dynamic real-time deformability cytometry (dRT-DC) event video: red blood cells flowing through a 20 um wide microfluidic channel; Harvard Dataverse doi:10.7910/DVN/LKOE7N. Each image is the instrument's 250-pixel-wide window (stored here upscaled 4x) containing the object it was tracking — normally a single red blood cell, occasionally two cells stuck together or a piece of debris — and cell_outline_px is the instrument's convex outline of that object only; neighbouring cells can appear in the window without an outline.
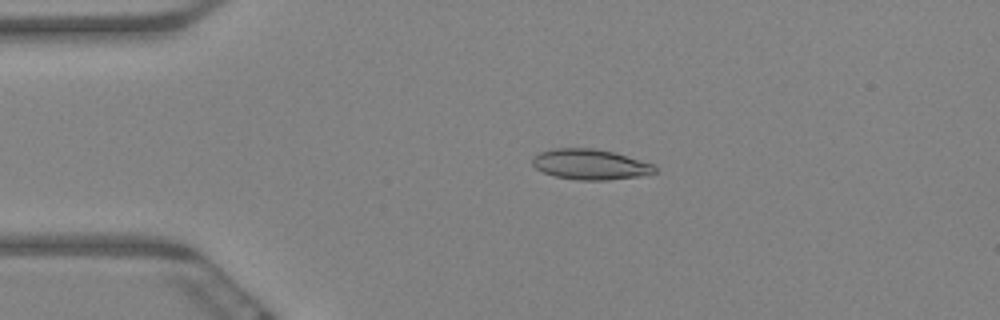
{"species": "Egyptian fruit bat (a non-hibernating species)", "species_latin": "Rousettus aegyptiacus", "temperature_condition": "warm", "stored_images_in_passage": 60, "camera_frame_rate_fps": 3000, "um_per_image_px": 0.085, "animal": {"sex": "female"}, "frame": {"image": 1, "passage_image": 13, "time_ms": 4.0, "image_size_px": [1000, 320], "cell_outline_px": [[656, 172], [640, 176], [608, 180], [580, 180], [556, 176], [544, 172], [536, 168], [532, 164], [532, 160], [540, 152], [552, 148], [592, 148], [616, 152], [656, 164]], "centroid_in_image_um": [50.23, 13.96], "position_along_channel_um": 34.8, "area_um2": 21.79}}
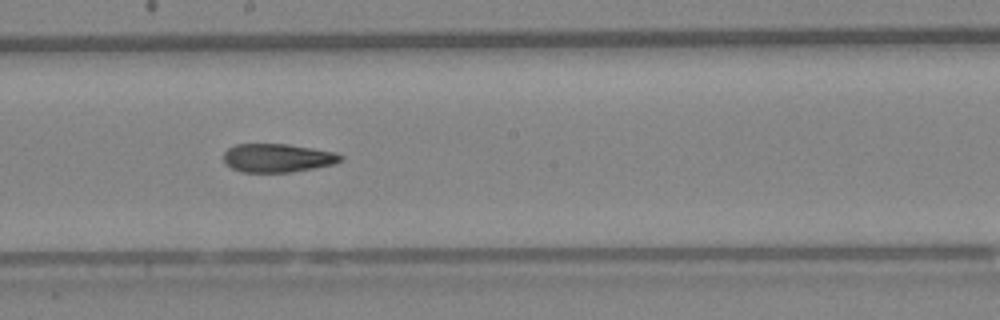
{"frame": {"image": 2, "passage_image": 33, "time_ms": 10.667, "image_size_px": [1000, 320], "cell_outline_px": [[344, 160], [332, 164], [292, 172], [240, 172], [232, 168], [224, 160], [224, 152], [228, 148], [236, 144], [288, 144], [336, 152], [344, 156]], "centroid_in_image_um": [23.61, 13.42], "position_along_channel_um": 224.6, "area_um2": 19.42}}
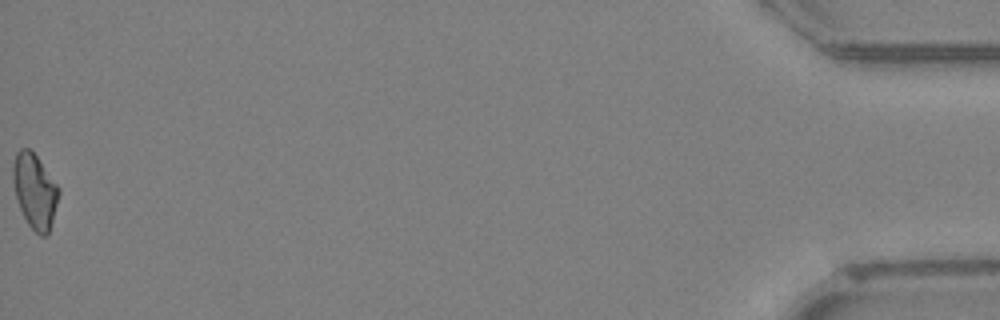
{"frame": {"image": 3, "passage_image": 60, "time_ms": 19.667, "image_size_px": [1000, 320], "cell_outline_px": [[60, 192], [52, 220], [48, 232], [44, 236], [40, 236], [28, 224], [20, 208], [16, 196], [12, 180], [12, 164], [16, 152], [20, 148], [28, 148], [36, 156], [60, 188]], "centroid_in_image_um": [2.94, 16.21], "position_along_channel_um": 432.3, "area_um2": 19.65}, "authors_computed_cell_mechanics": {"area_um2": 20.0855, "velocity_mm_per_s": 3.4429, "shape_relaxation_time_tau1_ms": null, "shape_relaxation_time_tau2_ms": 3.1983, "deformation_change_tau1": null, "deformation_change_tau2": 0.1}}